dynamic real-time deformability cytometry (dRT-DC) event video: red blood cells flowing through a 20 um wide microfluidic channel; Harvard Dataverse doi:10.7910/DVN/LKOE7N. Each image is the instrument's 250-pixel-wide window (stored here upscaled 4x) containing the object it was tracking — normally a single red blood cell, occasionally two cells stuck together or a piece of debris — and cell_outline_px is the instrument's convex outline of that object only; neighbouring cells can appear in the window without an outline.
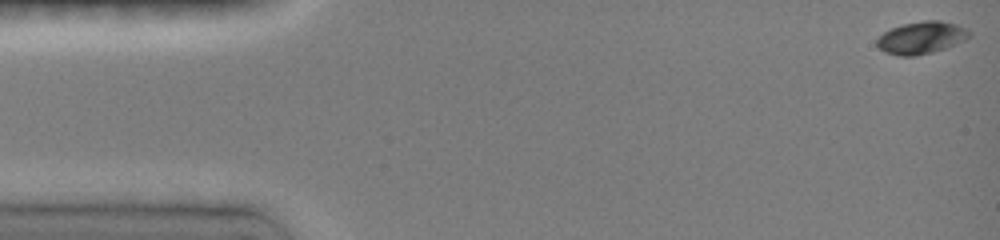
{"species": "common noctule bat (a hibernating species)", "species_latin": "Nyctalus noctula", "temperature_condition": "room temperature", "stored_images_in_passage": 46, "camera_frame_rate_fps": 3000, "um_per_image_px": 0.085, "animal": {"sex": "female", "body_mass_g": 19.0, "forearm_length_mm": 51.5}, "frame": {"image": 1, "passage_image": 1, "time_ms": 0.0, "image_size_px": [1000, 240], "cell_outline_px": [[972, 36], [964, 40], [944, 48], [932, 52], [916, 56], [900, 56], [884, 52], [876, 44], [876, 40], [884, 32], [892, 28], [904, 24], [924, 20], [940, 20], [956, 24], [968, 28], [972, 32]], "centroid_in_image_um": [78.35, 3.2], "position_along_channel_um": 6.7, "area_um2": 17.4}}
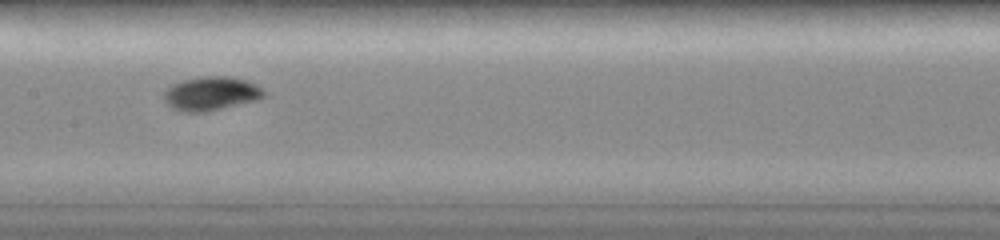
{"frame": {"image": 2, "passage_image": 24, "time_ms": 7.667, "image_size_px": [1000, 240], "cell_outline_px": [[264, 96], [256, 100], [204, 112], [184, 112], [172, 108], [164, 100], [164, 92], [172, 84], [184, 80], [200, 76], [228, 76], [248, 80], [260, 88], [264, 92]], "centroid_in_image_um": [17.91, 7.94], "position_along_channel_um": 189.5, "area_um2": 19.48}}
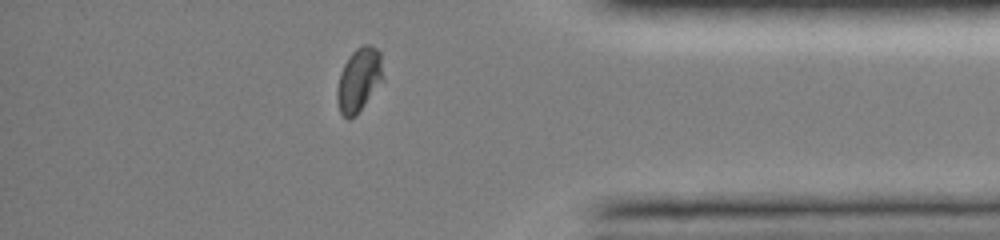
{"frame": {"image": 3, "passage_image": 41, "time_ms": 13.333, "image_size_px": [1000, 240], "cell_outline_px": [[384, 80], [356, 116], [348, 120], [340, 112], [336, 96], [336, 92], [340, 72], [348, 56], [356, 48], [364, 44], [368, 44], [376, 48], [380, 52]], "centroid_in_image_um": [30.51, 6.79], "position_along_channel_um": 404.7, "area_um2": 17.34}, "authors_computed_cell_mechanics": {"area_um2": 17.4556, "velocity_mm_per_s": 4.0053, "shape_relaxation_time_tau1_ms": 2.8535, "shape_relaxation_time_tau2_ms": 1.9982, "deformation_change_tau1": 0.1305, "deformation_change_tau2": 0.0194}}